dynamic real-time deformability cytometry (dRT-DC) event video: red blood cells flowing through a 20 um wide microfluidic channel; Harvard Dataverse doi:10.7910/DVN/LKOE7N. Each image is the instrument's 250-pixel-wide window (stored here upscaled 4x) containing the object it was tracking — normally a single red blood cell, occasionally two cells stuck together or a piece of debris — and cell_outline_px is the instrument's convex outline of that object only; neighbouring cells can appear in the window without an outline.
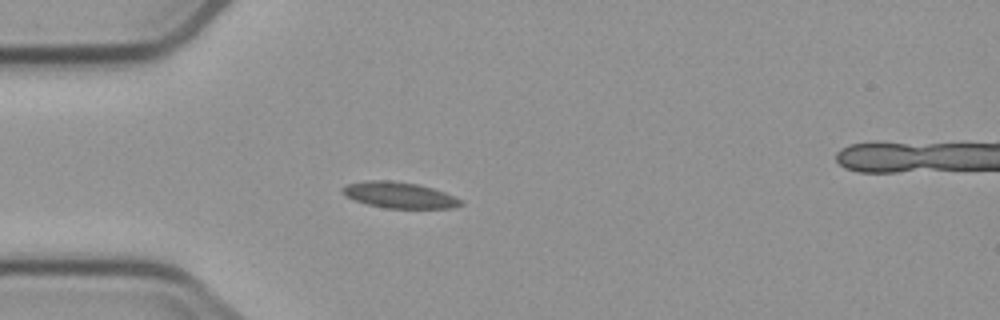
{"species": "common noctule bat (a hibernating species)", "species_latin": "Nyctalus noctula", "temperature_condition": "cold", "stored_images_in_passage": 5, "camera_frame_rate_fps": 3000, "um_per_image_px": 0.085, "animal": {"sex": "male", "body_mass_g": 23.1, "forearm_length_mm": 52.7}, "frame": {"image": 1, "passage_image": 4, "time_ms": 3.667, "image_size_px": [1000, 320], "cell_outline_px": [[464, 204], [452, 208], [384, 208], [352, 200], [344, 196], [340, 192], [340, 188], [348, 184], [368, 180], [392, 180], [416, 184], [432, 188], [444, 192], [464, 200]], "centroid_in_image_um": [33.91, 16.58], "position_along_channel_um": 51.1, "area_um2": 18.15}}